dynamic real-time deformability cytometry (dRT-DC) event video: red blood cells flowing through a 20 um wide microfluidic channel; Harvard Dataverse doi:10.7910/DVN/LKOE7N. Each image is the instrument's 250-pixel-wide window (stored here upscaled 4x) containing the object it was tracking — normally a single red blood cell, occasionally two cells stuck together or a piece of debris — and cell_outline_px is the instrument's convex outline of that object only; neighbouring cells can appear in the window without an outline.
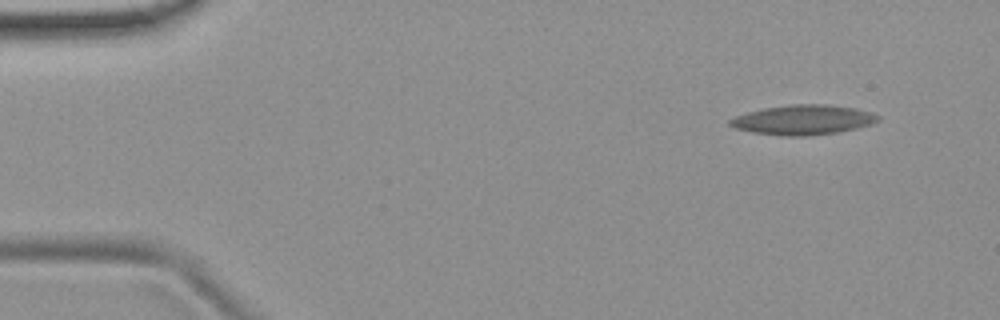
{"species": "common noctule bat (a hibernating species)", "species_latin": "Nyctalus noctula", "temperature_condition": "room temperature", "stored_images_in_passage": 4, "camera_frame_rate_fps": 3000, "um_per_image_px": 0.085, "animal": {"sex": "female", "body_mass_g": 19.9}, "frame": {"image": 1, "passage_image": 1, "time_ms": 0.0, "image_size_px": [1000, 320], "cell_outline_px": [[880, 120], [872, 124], [856, 128], [836, 132], [808, 136], [784, 136], [752, 132], [736, 128], [728, 124], [728, 120], [736, 116], [748, 112], [764, 108], [792, 104], [824, 104], [856, 108], [872, 112], [880, 116]], "centroid_in_image_um": [68.29, 10.18], "position_along_channel_um": 16.7, "area_um2": 25.66}}
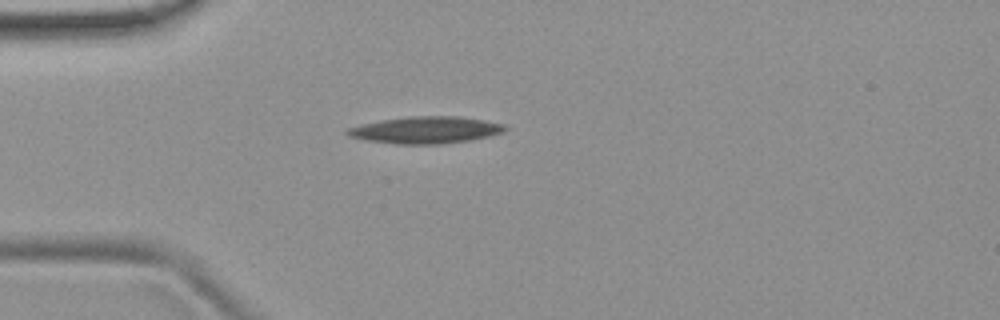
{"frame": {"image": 2, "passage_image": 4, "time_ms": 1.0, "image_size_px": [1000, 320], "cell_outline_px": [[508, 128], [504, 132], [488, 136], [468, 140], [440, 144], [396, 144], [364, 140], [348, 136], [344, 132], [348, 128], [380, 120], [408, 116], [460, 116], [484, 120], [504, 124]], "centroid_in_image_um": [36.17, 11.04], "position_along_channel_um": 48.8, "area_um2": 24.74}}